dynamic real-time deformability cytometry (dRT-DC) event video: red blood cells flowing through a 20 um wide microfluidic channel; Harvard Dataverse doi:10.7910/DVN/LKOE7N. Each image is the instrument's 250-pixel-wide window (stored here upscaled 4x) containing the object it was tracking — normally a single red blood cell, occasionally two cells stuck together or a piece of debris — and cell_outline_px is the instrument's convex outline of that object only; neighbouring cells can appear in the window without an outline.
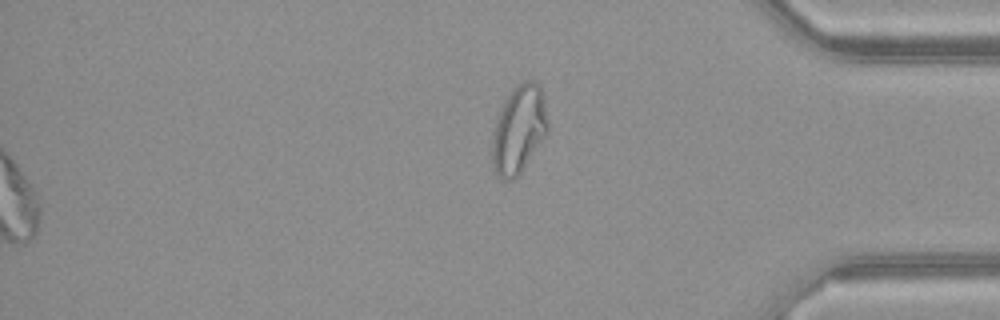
{"species": "common noctule bat (a hibernating species)", "species_latin": "Nyctalus noctula", "temperature_condition": "warm", "stored_images_in_passage": 51, "segment_of_instrument_passage": [2, 2], "camera_frame_rate_fps": 3000, "um_per_image_px": 0.085, "animal": {"sex": "female", "body_mass_g": 21.9}, "frame": {"image": 1, "passage_image": 51, "time_ms": 16.667, "image_size_px": [1000, 320], "cell_outline_px": [[548, 132], [520, 176], [512, 180], [500, 180], [496, 176], [492, 168], [492, 132], [500, 108], [504, 100], [512, 88], [516, 84], [524, 80], [536, 80], [544, 96], [548, 120]], "centroid_in_image_um": [44.09, 11.03], "position_along_channel_um": 391.1, "area_um2": 29.42}}